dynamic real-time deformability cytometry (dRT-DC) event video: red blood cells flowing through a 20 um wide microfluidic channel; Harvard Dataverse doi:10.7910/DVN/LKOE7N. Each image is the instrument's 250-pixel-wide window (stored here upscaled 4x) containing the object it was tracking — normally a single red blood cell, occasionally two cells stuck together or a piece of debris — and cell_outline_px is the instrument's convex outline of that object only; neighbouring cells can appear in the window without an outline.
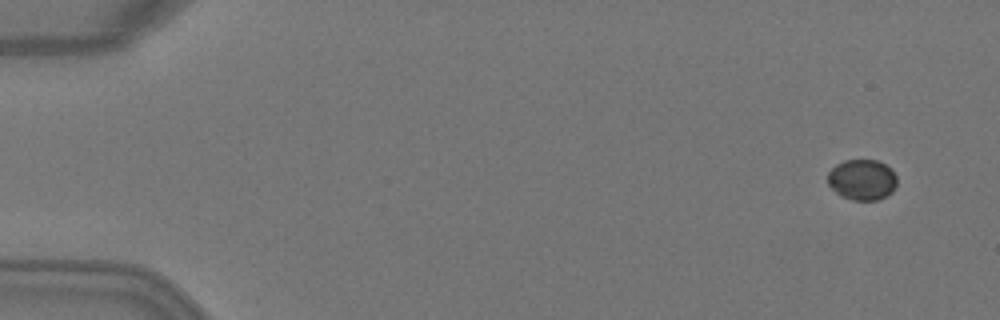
{"species": "Egyptian fruit bat (a non-hibernating species)", "species_latin": "Rousettus aegyptiacus", "temperature_condition": "warm", "stored_images_in_passage": 4, "camera_frame_rate_fps": 3000, "um_per_image_px": 0.085, "animal": {"sex": "female"}, "frame": {"image": 1, "passage_image": 1, "time_ms": 0.0, "image_size_px": [1000, 320], "cell_outline_px": [[896, 184], [892, 192], [876, 200], [852, 200], [840, 196], [828, 184], [828, 172], [836, 164], [844, 160], [876, 160], [892, 168], [896, 176]], "centroid_in_image_um": [73.27, 15.27], "position_along_channel_um": 11.7, "area_um2": 16.42}}